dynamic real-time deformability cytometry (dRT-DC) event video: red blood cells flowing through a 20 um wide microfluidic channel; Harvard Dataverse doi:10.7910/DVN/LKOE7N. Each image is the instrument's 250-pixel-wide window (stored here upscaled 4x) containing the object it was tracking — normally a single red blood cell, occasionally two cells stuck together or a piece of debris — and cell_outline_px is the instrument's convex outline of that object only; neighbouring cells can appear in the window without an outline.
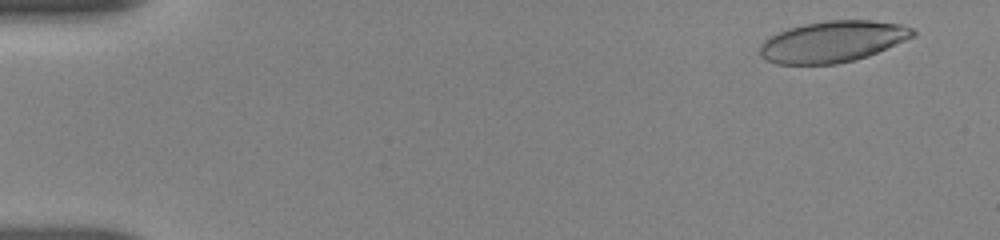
{"species": "human", "species_latin": "Homo sapiens", "temperature_condition": "room temperature", "stored_images_in_passage": 20, "camera_frame_rate_fps": 3000, "um_per_image_px": 0.085, "donor": {"sex": "female"}, "frame": {"image": 1, "passage_image": 3, "time_ms": 0.667, "image_size_px": [1000, 240], "cell_outline_px": [[916, 36], [868, 56], [836, 64], [776, 64], [760, 56], [760, 44], [764, 40], [788, 28], [804, 24], [828, 20], [872, 20], [900, 24], [912, 28], [916, 32]], "centroid_in_image_um": [70.8, 3.53], "position_along_channel_um": 14.2, "area_um2": 36.65}}
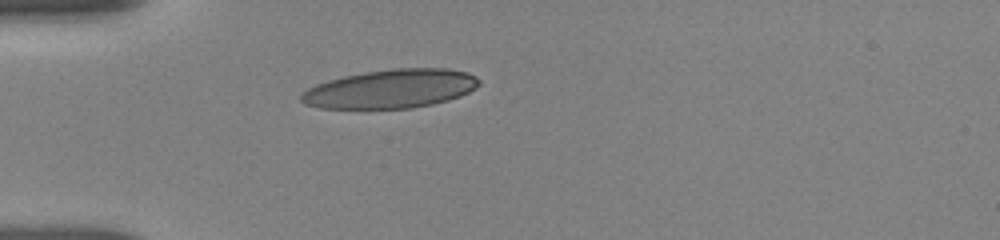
{"frame": {"image": 2, "passage_image": 17, "time_ms": 4.667, "image_size_px": [1000, 240], "cell_outline_px": [[480, 84], [468, 92], [460, 96], [448, 100], [432, 104], [412, 108], [320, 108], [304, 104], [300, 100], [300, 96], [308, 88], [316, 84], [328, 80], [344, 76], [364, 72], [392, 68], [448, 68], [468, 72], [476, 76], [480, 80]], "centroid_in_image_um": [33.23, 7.54], "position_along_channel_um": 51.8, "area_um2": 40.23}}